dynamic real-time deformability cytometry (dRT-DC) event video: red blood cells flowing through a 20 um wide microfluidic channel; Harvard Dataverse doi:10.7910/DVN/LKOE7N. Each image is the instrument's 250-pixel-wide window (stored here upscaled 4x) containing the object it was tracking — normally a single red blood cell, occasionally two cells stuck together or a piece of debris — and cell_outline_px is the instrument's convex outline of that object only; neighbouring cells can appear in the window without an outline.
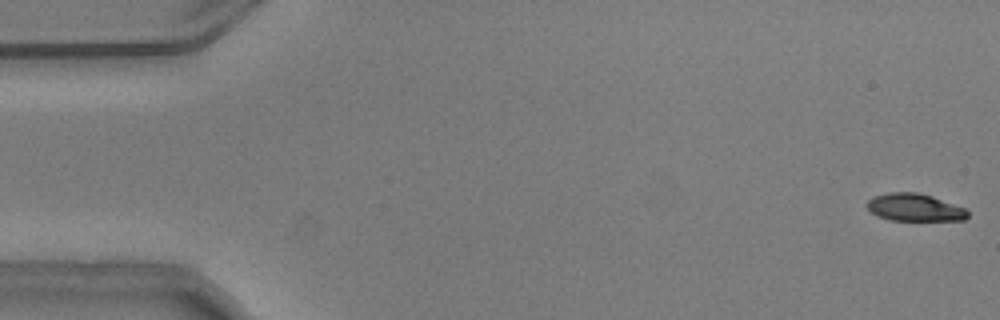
{"species": "common noctule bat (a hibernating species)", "species_latin": "Nyctalus noctula", "temperature_condition": "warm", "stored_images_in_passage": 10, "camera_frame_rate_fps": 3000, "um_per_image_px": 0.085, "animal": {"sex": "male", "body_mass_g": 20.5, "forearm_length_mm": 52.5}, "frame": {"image": 1, "passage_image": 1, "time_ms": 0.0, "image_size_px": [1000, 320], "cell_outline_px": [[968, 216], [964, 220], [888, 220], [876, 216], [864, 204], [872, 196], [888, 192], [920, 192], [932, 196], [964, 208], [968, 212]], "centroid_in_image_um": [77.68, 17.62], "position_along_channel_um": 7.3, "area_um2": 16.24}}